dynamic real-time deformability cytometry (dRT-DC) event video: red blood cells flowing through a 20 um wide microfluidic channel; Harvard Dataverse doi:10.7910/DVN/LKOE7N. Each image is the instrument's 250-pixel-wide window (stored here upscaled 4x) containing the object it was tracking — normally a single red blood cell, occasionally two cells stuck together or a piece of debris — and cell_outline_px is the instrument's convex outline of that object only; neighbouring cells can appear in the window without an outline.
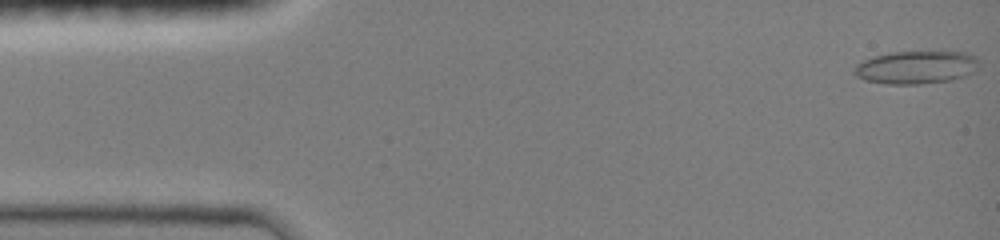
{"species": "common noctule bat (a hibernating species)", "species_latin": "Nyctalus noctula", "temperature_condition": "room temperature", "stored_images_in_passage": 30, "camera_frame_rate_fps": 3000, "um_per_image_px": 0.085, "animal": {"sex": "female", "body_mass_g": 19.0, "forearm_length_mm": 51.5}, "frame": {"image": 1, "passage_image": 1, "time_ms": 0.0, "image_size_px": [1000, 240], "cell_outline_px": [[980, 68], [964, 76], [948, 80], [920, 84], [884, 84], [864, 80], [856, 76], [852, 72], [856, 64], [864, 60], [888, 52], [964, 52], [980, 60]], "centroid_in_image_um": [77.86, 5.73], "position_along_channel_um": 7.1, "area_um2": 23.99}}
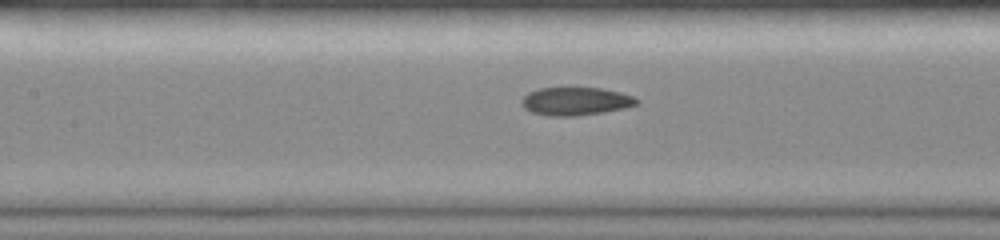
{"frame": {"image": 2, "passage_image": 18, "time_ms": 5.667, "image_size_px": [1000, 240], "cell_outline_px": [[640, 104], [624, 108], [604, 112], [576, 116], [548, 116], [532, 112], [524, 108], [520, 104], [520, 100], [528, 92], [540, 88], [564, 84], [600, 88], [620, 92], [632, 96], [640, 100]], "centroid_in_image_um": [48.89, 8.56], "position_along_channel_um": 158.5, "area_um2": 19.83}}
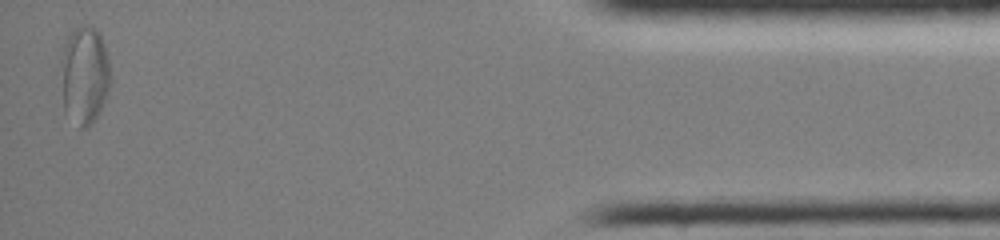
{"frame": {"image": 3, "passage_image": 30, "time_ms": 9.667, "image_size_px": [1000, 240], "cell_outline_px": [[112, 76], [104, 100], [92, 124], [88, 128], [80, 128], [64, 112], [60, 60], [60, 52], [68, 36], [76, 28], [84, 24], [88, 24], [96, 28], [104, 44]], "centroid_in_image_um": [7.16, 6.37], "position_along_channel_um": 428.0, "area_um2": 28.55}}